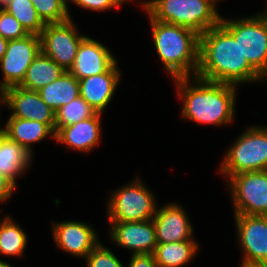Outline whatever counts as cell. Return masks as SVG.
<instances>
[{
	"mask_svg": "<svg viewBox=\"0 0 267 267\" xmlns=\"http://www.w3.org/2000/svg\"><path fill=\"white\" fill-rule=\"evenodd\" d=\"M182 120L192 124L226 128L236 122L239 86L193 77L172 79Z\"/></svg>",
	"mask_w": 267,
	"mask_h": 267,
	"instance_id": "cell-1",
	"label": "cell"
},
{
	"mask_svg": "<svg viewBox=\"0 0 267 267\" xmlns=\"http://www.w3.org/2000/svg\"><path fill=\"white\" fill-rule=\"evenodd\" d=\"M196 77L239 87L267 84L243 57L239 42L221 24L200 36Z\"/></svg>",
	"mask_w": 267,
	"mask_h": 267,
	"instance_id": "cell-2",
	"label": "cell"
},
{
	"mask_svg": "<svg viewBox=\"0 0 267 267\" xmlns=\"http://www.w3.org/2000/svg\"><path fill=\"white\" fill-rule=\"evenodd\" d=\"M150 27L151 42L165 74L172 79L196 76L199 66L200 35L194 31L151 18L143 9Z\"/></svg>",
	"mask_w": 267,
	"mask_h": 267,
	"instance_id": "cell-3",
	"label": "cell"
},
{
	"mask_svg": "<svg viewBox=\"0 0 267 267\" xmlns=\"http://www.w3.org/2000/svg\"><path fill=\"white\" fill-rule=\"evenodd\" d=\"M212 0H145L143 10L154 20L202 35L220 24L222 13Z\"/></svg>",
	"mask_w": 267,
	"mask_h": 267,
	"instance_id": "cell-4",
	"label": "cell"
},
{
	"mask_svg": "<svg viewBox=\"0 0 267 267\" xmlns=\"http://www.w3.org/2000/svg\"><path fill=\"white\" fill-rule=\"evenodd\" d=\"M225 150L215 169L223 183L242 172L267 170V125L245 126Z\"/></svg>",
	"mask_w": 267,
	"mask_h": 267,
	"instance_id": "cell-5",
	"label": "cell"
},
{
	"mask_svg": "<svg viewBox=\"0 0 267 267\" xmlns=\"http://www.w3.org/2000/svg\"><path fill=\"white\" fill-rule=\"evenodd\" d=\"M139 175L110 191L105 201V222L145 221L154 218L161 202Z\"/></svg>",
	"mask_w": 267,
	"mask_h": 267,
	"instance_id": "cell-6",
	"label": "cell"
},
{
	"mask_svg": "<svg viewBox=\"0 0 267 267\" xmlns=\"http://www.w3.org/2000/svg\"><path fill=\"white\" fill-rule=\"evenodd\" d=\"M220 24L239 42L243 57L267 82V21L256 11L225 17Z\"/></svg>",
	"mask_w": 267,
	"mask_h": 267,
	"instance_id": "cell-7",
	"label": "cell"
},
{
	"mask_svg": "<svg viewBox=\"0 0 267 267\" xmlns=\"http://www.w3.org/2000/svg\"><path fill=\"white\" fill-rule=\"evenodd\" d=\"M224 185L233 214L263 215L267 212V170L236 174Z\"/></svg>",
	"mask_w": 267,
	"mask_h": 267,
	"instance_id": "cell-8",
	"label": "cell"
},
{
	"mask_svg": "<svg viewBox=\"0 0 267 267\" xmlns=\"http://www.w3.org/2000/svg\"><path fill=\"white\" fill-rule=\"evenodd\" d=\"M86 36L80 32L74 18L62 23L46 24L40 35L41 51L65 71H69L79 45Z\"/></svg>",
	"mask_w": 267,
	"mask_h": 267,
	"instance_id": "cell-9",
	"label": "cell"
},
{
	"mask_svg": "<svg viewBox=\"0 0 267 267\" xmlns=\"http://www.w3.org/2000/svg\"><path fill=\"white\" fill-rule=\"evenodd\" d=\"M239 264L267 266V222L263 215L233 214Z\"/></svg>",
	"mask_w": 267,
	"mask_h": 267,
	"instance_id": "cell-10",
	"label": "cell"
},
{
	"mask_svg": "<svg viewBox=\"0 0 267 267\" xmlns=\"http://www.w3.org/2000/svg\"><path fill=\"white\" fill-rule=\"evenodd\" d=\"M41 52V38L28 34L25 38L9 40L5 55L0 60V91L19 86L27 69Z\"/></svg>",
	"mask_w": 267,
	"mask_h": 267,
	"instance_id": "cell-11",
	"label": "cell"
},
{
	"mask_svg": "<svg viewBox=\"0 0 267 267\" xmlns=\"http://www.w3.org/2000/svg\"><path fill=\"white\" fill-rule=\"evenodd\" d=\"M55 249L80 259L88 254L102 241L92 224L80 220L54 221L50 223ZM96 229V230H95Z\"/></svg>",
	"mask_w": 267,
	"mask_h": 267,
	"instance_id": "cell-12",
	"label": "cell"
},
{
	"mask_svg": "<svg viewBox=\"0 0 267 267\" xmlns=\"http://www.w3.org/2000/svg\"><path fill=\"white\" fill-rule=\"evenodd\" d=\"M108 239L117 248L132 254H153L157 246L153 220L106 222Z\"/></svg>",
	"mask_w": 267,
	"mask_h": 267,
	"instance_id": "cell-13",
	"label": "cell"
},
{
	"mask_svg": "<svg viewBox=\"0 0 267 267\" xmlns=\"http://www.w3.org/2000/svg\"><path fill=\"white\" fill-rule=\"evenodd\" d=\"M152 220L156 230L157 244L200 240L194 236L196 233L195 226L186 208L179 201L159 204L156 215Z\"/></svg>",
	"mask_w": 267,
	"mask_h": 267,
	"instance_id": "cell-14",
	"label": "cell"
},
{
	"mask_svg": "<svg viewBox=\"0 0 267 267\" xmlns=\"http://www.w3.org/2000/svg\"><path fill=\"white\" fill-rule=\"evenodd\" d=\"M4 110H8V117L30 119L55 127V111L46 105L38 91L28 90L20 86H13L3 91Z\"/></svg>",
	"mask_w": 267,
	"mask_h": 267,
	"instance_id": "cell-15",
	"label": "cell"
},
{
	"mask_svg": "<svg viewBox=\"0 0 267 267\" xmlns=\"http://www.w3.org/2000/svg\"><path fill=\"white\" fill-rule=\"evenodd\" d=\"M87 35L80 43L69 72L78 80L105 73L117 60L111 47Z\"/></svg>",
	"mask_w": 267,
	"mask_h": 267,
	"instance_id": "cell-16",
	"label": "cell"
},
{
	"mask_svg": "<svg viewBox=\"0 0 267 267\" xmlns=\"http://www.w3.org/2000/svg\"><path fill=\"white\" fill-rule=\"evenodd\" d=\"M103 113L97 112L93 117L80 121L74 125L60 128L55 133V144H60L66 150L88 155L99 145L101 146L103 135ZM89 152V153H88Z\"/></svg>",
	"mask_w": 267,
	"mask_h": 267,
	"instance_id": "cell-17",
	"label": "cell"
},
{
	"mask_svg": "<svg viewBox=\"0 0 267 267\" xmlns=\"http://www.w3.org/2000/svg\"><path fill=\"white\" fill-rule=\"evenodd\" d=\"M118 63L117 60L105 73L78 80L80 96L96 112L104 114L119 90L123 74Z\"/></svg>",
	"mask_w": 267,
	"mask_h": 267,
	"instance_id": "cell-18",
	"label": "cell"
},
{
	"mask_svg": "<svg viewBox=\"0 0 267 267\" xmlns=\"http://www.w3.org/2000/svg\"><path fill=\"white\" fill-rule=\"evenodd\" d=\"M2 123L3 133L34 157L36 144L46 141L47 138L55 142V131L46 123L15 117H7L5 123Z\"/></svg>",
	"mask_w": 267,
	"mask_h": 267,
	"instance_id": "cell-19",
	"label": "cell"
},
{
	"mask_svg": "<svg viewBox=\"0 0 267 267\" xmlns=\"http://www.w3.org/2000/svg\"><path fill=\"white\" fill-rule=\"evenodd\" d=\"M34 156L24 147L0 134V172L17 188L19 178L26 175L34 164Z\"/></svg>",
	"mask_w": 267,
	"mask_h": 267,
	"instance_id": "cell-20",
	"label": "cell"
},
{
	"mask_svg": "<svg viewBox=\"0 0 267 267\" xmlns=\"http://www.w3.org/2000/svg\"><path fill=\"white\" fill-rule=\"evenodd\" d=\"M201 246L199 240L157 244L153 256L157 267H186L196 259Z\"/></svg>",
	"mask_w": 267,
	"mask_h": 267,
	"instance_id": "cell-21",
	"label": "cell"
},
{
	"mask_svg": "<svg viewBox=\"0 0 267 267\" xmlns=\"http://www.w3.org/2000/svg\"><path fill=\"white\" fill-rule=\"evenodd\" d=\"M14 216L5 214L0 219V260L23 258L28 249L29 237Z\"/></svg>",
	"mask_w": 267,
	"mask_h": 267,
	"instance_id": "cell-22",
	"label": "cell"
},
{
	"mask_svg": "<svg viewBox=\"0 0 267 267\" xmlns=\"http://www.w3.org/2000/svg\"><path fill=\"white\" fill-rule=\"evenodd\" d=\"M38 93L43 102L50 106L55 113L66 104L80 96V85L69 71L47 86L41 87Z\"/></svg>",
	"mask_w": 267,
	"mask_h": 267,
	"instance_id": "cell-23",
	"label": "cell"
},
{
	"mask_svg": "<svg viewBox=\"0 0 267 267\" xmlns=\"http://www.w3.org/2000/svg\"><path fill=\"white\" fill-rule=\"evenodd\" d=\"M64 73L65 70L62 67L41 51L27 69L25 78L19 86L38 91L41 87L57 80Z\"/></svg>",
	"mask_w": 267,
	"mask_h": 267,
	"instance_id": "cell-24",
	"label": "cell"
},
{
	"mask_svg": "<svg viewBox=\"0 0 267 267\" xmlns=\"http://www.w3.org/2000/svg\"><path fill=\"white\" fill-rule=\"evenodd\" d=\"M2 8L15 17L28 34L41 35L46 24L39 17L31 0H10Z\"/></svg>",
	"mask_w": 267,
	"mask_h": 267,
	"instance_id": "cell-25",
	"label": "cell"
},
{
	"mask_svg": "<svg viewBox=\"0 0 267 267\" xmlns=\"http://www.w3.org/2000/svg\"><path fill=\"white\" fill-rule=\"evenodd\" d=\"M97 112L81 97H77L69 104L63 105L55 113V133L62 127L74 125L80 121L93 117Z\"/></svg>",
	"mask_w": 267,
	"mask_h": 267,
	"instance_id": "cell-26",
	"label": "cell"
},
{
	"mask_svg": "<svg viewBox=\"0 0 267 267\" xmlns=\"http://www.w3.org/2000/svg\"><path fill=\"white\" fill-rule=\"evenodd\" d=\"M45 24L62 23L71 19L66 0H31Z\"/></svg>",
	"mask_w": 267,
	"mask_h": 267,
	"instance_id": "cell-27",
	"label": "cell"
},
{
	"mask_svg": "<svg viewBox=\"0 0 267 267\" xmlns=\"http://www.w3.org/2000/svg\"><path fill=\"white\" fill-rule=\"evenodd\" d=\"M100 242L85 258L86 267H125L120 257Z\"/></svg>",
	"mask_w": 267,
	"mask_h": 267,
	"instance_id": "cell-28",
	"label": "cell"
},
{
	"mask_svg": "<svg viewBox=\"0 0 267 267\" xmlns=\"http://www.w3.org/2000/svg\"><path fill=\"white\" fill-rule=\"evenodd\" d=\"M28 35L21 23L0 7V36L6 40H18Z\"/></svg>",
	"mask_w": 267,
	"mask_h": 267,
	"instance_id": "cell-29",
	"label": "cell"
},
{
	"mask_svg": "<svg viewBox=\"0 0 267 267\" xmlns=\"http://www.w3.org/2000/svg\"><path fill=\"white\" fill-rule=\"evenodd\" d=\"M71 5L78 7V9L81 8L82 11L96 12L95 14L108 12L109 10L112 11L113 9V11H115V9L119 10V8L121 9L123 6H126L121 0H70L68 2V9L71 19L74 17L70 10Z\"/></svg>",
	"mask_w": 267,
	"mask_h": 267,
	"instance_id": "cell-30",
	"label": "cell"
},
{
	"mask_svg": "<svg viewBox=\"0 0 267 267\" xmlns=\"http://www.w3.org/2000/svg\"><path fill=\"white\" fill-rule=\"evenodd\" d=\"M125 267H157V264L153 254H132Z\"/></svg>",
	"mask_w": 267,
	"mask_h": 267,
	"instance_id": "cell-31",
	"label": "cell"
},
{
	"mask_svg": "<svg viewBox=\"0 0 267 267\" xmlns=\"http://www.w3.org/2000/svg\"><path fill=\"white\" fill-rule=\"evenodd\" d=\"M17 187L0 172V205L6 204L7 201H10Z\"/></svg>",
	"mask_w": 267,
	"mask_h": 267,
	"instance_id": "cell-32",
	"label": "cell"
},
{
	"mask_svg": "<svg viewBox=\"0 0 267 267\" xmlns=\"http://www.w3.org/2000/svg\"><path fill=\"white\" fill-rule=\"evenodd\" d=\"M7 44H8V40L0 36V60L5 55Z\"/></svg>",
	"mask_w": 267,
	"mask_h": 267,
	"instance_id": "cell-33",
	"label": "cell"
},
{
	"mask_svg": "<svg viewBox=\"0 0 267 267\" xmlns=\"http://www.w3.org/2000/svg\"><path fill=\"white\" fill-rule=\"evenodd\" d=\"M125 5L127 4L128 5V3H130V5H131V3H133V5L136 7V6H138L137 8H143V5H144V2H145V0H121ZM136 4V5H135Z\"/></svg>",
	"mask_w": 267,
	"mask_h": 267,
	"instance_id": "cell-34",
	"label": "cell"
},
{
	"mask_svg": "<svg viewBox=\"0 0 267 267\" xmlns=\"http://www.w3.org/2000/svg\"><path fill=\"white\" fill-rule=\"evenodd\" d=\"M4 110V96H3V92L0 91V116L2 114L1 110ZM0 119L2 120V118L0 117ZM0 120V121H1ZM1 123V122H0ZM3 132V126H0V134Z\"/></svg>",
	"mask_w": 267,
	"mask_h": 267,
	"instance_id": "cell-35",
	"label": "cell"
},
{
	"mask_svg": "<svg viewBox=\"0 0 267 267\" xmlns=\"http://www.w3.org/2000/svg\"><path fill=\"white\" fill-rule=\"evenodd\" d=\"M266 2V6L264 8L259 9L258 13L267 21V0H264Z\"/></svg>",
	"mask_w": 267,
	"mask_h": 267,
	"instance_id": "cell-36",
	"label": "cell"
},
{
	"mask_svg": "<svg viewBox=\"0 0 267 267\" xmlns=\"http://www.w3.org/2000/svg\"><path fill=\"white\" fill-rule=\"evenodd\" d=\"M0 267H15V266L11 264L10 261L8 262L7 260H0Z\"/></svg>",
	"mask_w": 267,
	"mask_h": 267,
	"instance_id": "cell-37",
	"label": "cell"
},
{
	"mask_svg": "<svg viewBox=\"0 0 267 267\" xmlns=\"http://www.w3.org/2000/svg\"><path fill=\"white\" fill-rule=\"evenodd\" d=\"M238 267H267V266H261V265H245V264H238Z\"/></svg>",
	"mask_w": 267,
	"mask_h": 267,
	"instance_id": "cell-38",
	"label": "cell"
},
{
	"mask_svg": "<svg viewBox=\"0 0 267 267\" xmlns=\"http://www.w3.org/2000/svg\"><path fill=\"white\" fill-rule=\"evenodd\" d=\"M217 6H219L220 7V5L219 4H221V2H223L224 0H212Z\"/></svg>",
	"mask_w": 267,
	"mask_h": 267,
	"instance_id": "cell-39",
	"label": "cell"
},
{
	"mask_svg": "<svg viewBox=\"0 0 267 267\" xmlns=\"http://www.w3.org/2000/svg\"><path fill=\"white\" fill-rule=\"evenodd\" d=\"M8 1H10V0H0V7L5 5Z\"/></svg>",
	"mask_w": 267,
	"mask_h": 267,
	"instance_id": "cell-40",
	"label": "cell"
},
{
	"mask_svg": "<svg viewBox=\"0 0 267 267\" xmlns=\"http://www.w3.org/2000/svg\"><path fill=\"white\" fill-rule=\"evenodd\" d=\"M4 210H5V209H3V208H1V210H0V211L2 212V213L0 212V213H1V214H0V219L2 218V214H3V211H4Z\"/></svg>",
	"mask_w": 267,
	"mask_h": 267,
	"instance_id": "cell-41",
	"label": "cell"
},
{
	"mask_svg": "<svg viewBox=\"0 0 267 267\" xmlns=\"http://www.w3.org/2000/svg\"><path fill=\"white\" fill-rule=\"evenodd\" d=\"M263 217H264V219H265L266 222H267V212H266L265 214H263Z\"/></svg>",
	"mask_w": 267,
	"mask_h": 267,
	"instance_id": "cell-42",
	"label": "cell"
}]
</instances>
